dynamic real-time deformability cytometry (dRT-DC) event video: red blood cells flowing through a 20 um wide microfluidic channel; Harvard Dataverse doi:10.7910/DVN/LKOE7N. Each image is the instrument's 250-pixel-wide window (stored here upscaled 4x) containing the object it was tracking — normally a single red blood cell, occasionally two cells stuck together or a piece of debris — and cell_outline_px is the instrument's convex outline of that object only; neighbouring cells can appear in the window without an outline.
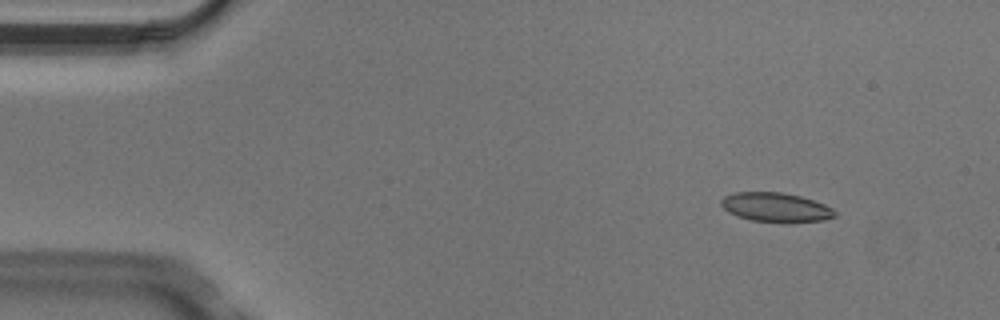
{"species": "Egyptian fruit bat (a non-hibernating species)", "species_latin": "Rousettus aegyptiacus", "temperature_condition": "cold", "stored_images_in_passage": 4, "camera_frame_rate_fps": 3000, "um_per_image_px": 0.085, "animal": {"sex": "male"}, "frame": {"image": 1, "passage_image": 2, "time_ms": 0.333, "image_size_px": [1000, 320], "cell_outline_px": [[836, 216], [824, 220], [752, 220], [736, 216], [728, 212], [720, 204], [720, 200], [724, 196], [736, 192], [780, 192], [800, 196], [824, 204], [832, 208], [836, 212]], "centroid_in_image_um": [65.89, 17.58], "position_along_channel_um": 19.1, "area_um2": 18.67}}